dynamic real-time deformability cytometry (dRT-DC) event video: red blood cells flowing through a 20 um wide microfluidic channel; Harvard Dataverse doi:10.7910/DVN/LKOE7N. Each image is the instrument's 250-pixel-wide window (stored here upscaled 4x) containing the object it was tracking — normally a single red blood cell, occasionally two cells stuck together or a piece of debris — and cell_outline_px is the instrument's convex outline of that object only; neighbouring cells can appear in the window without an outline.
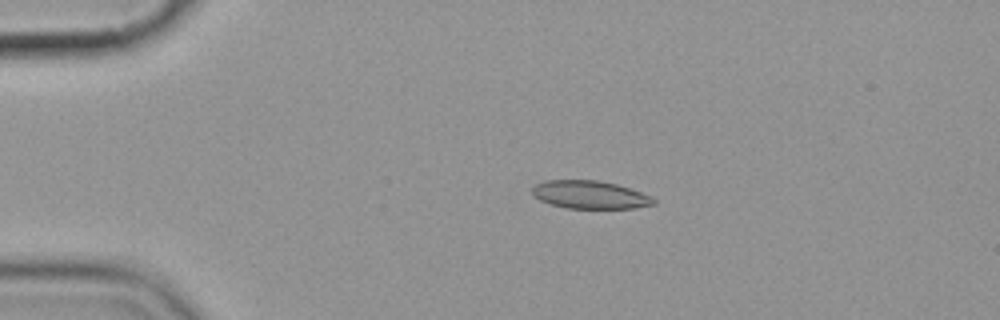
{"species": "common noctule bat (a hibernating species)", "species_latin": "Nyctalus noctula", "temperature_condition": "cold", "stored_images_in_passage": 6, "camera_frame_rate_fps": 3000, "um_per_image_px": 0.085, "animal": {"sex": "female", "body_mass_g": 19.9}, "frame": {"image": 1, "passage_image": 2, "time_ms": 1.333, "image_size_px": [1000, 320], "cell_outline_px": [[656, 204], [636, 208], [564, 208], [540, 200], [532, 196], [532, 188], [536, 184], [544, 180], [596, 180], [616, 184], [652, 196], [656, 200]], "centroid_in_image_um": [50.14, 16.55], "position_along_channel_um": 34.9, "area_um2": 19.83}}
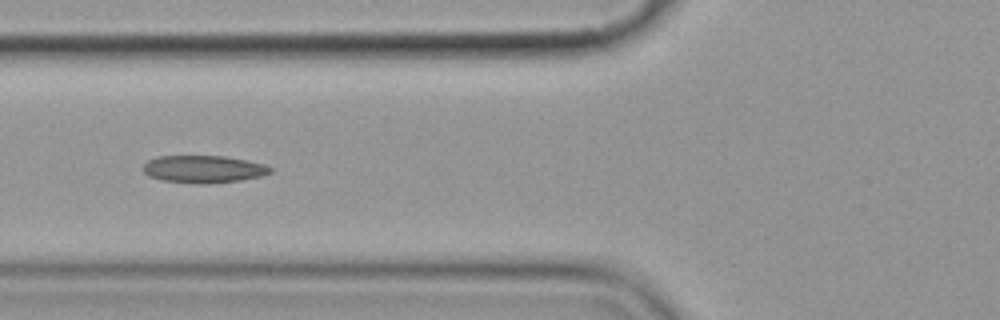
{"frame": {"image": 2, "passage_image": 5, "time_ms": 4.667, "image_size_px": [1000, 320], "cell_outline_px": [[272, 172], [264, 176], [240, 180], [208, 184], [200, 184], [160, 180], [148, 176], [144, 172], [144, 164], [148, 160], [156, 156], [224, 156], [264, 164], [272, 168]], "centroid_in_image_um": [17.3, 14.38], "position_along_channel_um": 108.5, "area_um2": 20.4}}
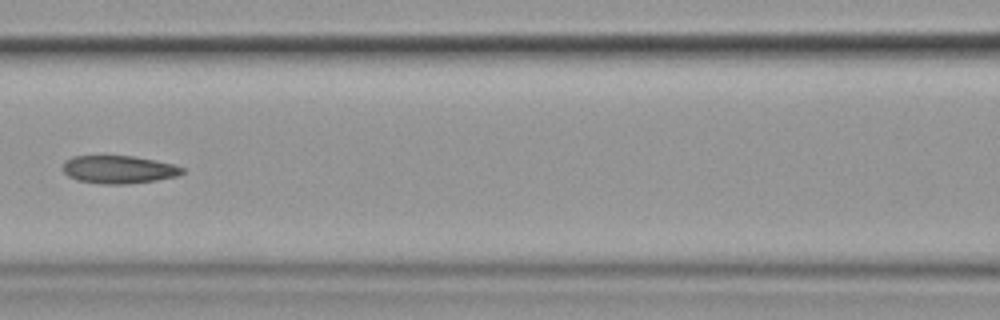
{"frame": {"image": 3, "passage_image": 6, "time_ms": 6.0, "image_size_px": [1000, 320], "cell_outline_px": [[184, 172], [176, 176], [156, 180], [128, 184], [100, 184], [76, 180], [68, 176], [64, 172], [64, 160], [72, 156], [132, 156], [156, 160], [172, 164], [184, 168]], "centroid_in_image_um": [10.07, 14.41], "position_along_channel_um": 156.5, "area_um2": 19.42}}